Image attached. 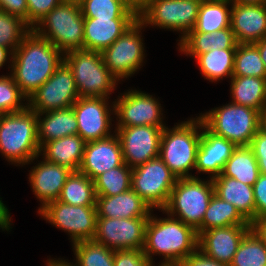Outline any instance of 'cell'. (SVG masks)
Listing matches in <instances>:
<instances>
[{
	"instance_id": "74e56055",
	"label": "cell",
	"mask_w": 266,
	"mask_h": 266,
	"mask_svg": "<svg viewBox=\"0 0 266 266\" xmlns=\"http://www.w3.org/2000/svg\"><path fill=\"white\" fill-rule=\"evenodd\" d=\"M229 266H266V245L253 230L245 234Z\"/></svg>"
},
{
	"instance_id": "e575fe53",
	"label": "cell",
	"mask_w": 266,
	"mask_h": 266,
	"mask_svg": "<svg viewBox=\"0 0 266 266\" xmlns=\"http://www.w3.org/2000/svg\"><path fill=\"white\" fill-rule=\"evenodd\" d=\"M80 7L84 18L138 19V12L125 0H83Z\"/></svg>"
},
{
	"instance_id": "bcb514c9",
	"label": "cell",
	"mask_w": 266,
	"mask_h": 266,
	"mask_svg": "<svg viewBox=\"0 0 266 266\" xmlns=\"http://www.w3.org/2000/svg\"><path fill=\"white\" fill-rule=\"evenodd\" d=\"M0 10L21 17L28 24L27 0H0Z\"/></svg>"
},
{
	"instance_id": "8992f818",
	"label": "cell",
	"mask_w": 266,
	"mask_h": 266,
	"mask_svg": "<svg viewBox=\"0 0 266 266\" xmlns=\"http://www.w3.org/2000/svg\"><path fill=\"white\" fill-rule=\"evenodd\" d=\"M203 125L236 146H250L259 130L260 112L232 102L199 115Z\"/></svg>"
},
{
	"instance_id": "836d02e7",
	"label": "cell",
	"mask_w": 266,
	"mask_h": 266,
	"mask_svg": "<svg viewBox=\"0 0 266 266\" xmlns=\"http://www.w3.org/2000/svg\"><path fill=\"white\" fill-rule=\"evenodd\" d=\"M58 201L74 206H96L94 181L80 171H73L67 178Z\"/></svg>"
},
{
	"instance_id": "d590c367",
	"label": "cell",
	"mask_w": 266,
	"mask_h": 266,
	"mask_svg": "<svg viewBox=\"0 0 266 266\" xmlns=\"http://www.w3.org/2000/svg\"><path fill=\"white\" fill-rule=\"evenodd\" d=\"M132 168L121 166L100 174L94 180L96 196H114L131 189Z\"/></svg>"
},
{
	"instance_id": "8fae6325",
	"label": "cell",
	"mask_w": 266,
	"mask_h": 266,
	"mask_svg": "<svg viewBox=\"0 0 266 266\" xmlns=\"http://www.w3.org/2000/svg\"><path fill=\"white\" fill-rule=\"evenodd\" d=\"M144 25L137 20L108 48L101 52L105 66L120 81L134 75L143 66L145 49L141 30Z\"/></svg>"
},
{
	"instance_id": "44dd1931",
	"label": "cell",
	"mask_w": 266,
	"mask_h": 266,
	"mask_svg": "<svg viewBox=\"0 0 266 266\" xmlns=\"http://www.w3.org/2000/svg\"><path fill=\"white\" fill-rule=\"evenodd\" d=\"M236 147L233 142L210 132L202 122V134L195 164L197 173H208L210 179L219 176Z\"/></svg>"
},
{
	"instance_id": "603a6c76",
	"label": "cell",
	"mask_w": 266,
	"mask_h": 266,
	"mask_svg": "<svg viewBox=\"0 0 266 266\" xmlns=\"http://www.w3.org/2000/svg\"><path fill=\"white\" fill-rule=\"evenodd\" d=\"M98 217L107 218H135L150 217L153 210L131 188L114 196H96Z\"/></svg>"
},
{
	"instance_id": "f5cc1de1",
	"label": "cell",
	"mask_w": 266,
	"mask_h": 266,
	"mask_svg": "<svg viewBox=\"0 0 266 266\" xmlns=\"http://www.w3.org/2000/svg\"><path fill=\"white\" fill-rule=\"evenodd\" d=\"M46 266H74V265H73V262L69 263L65 259L63 260L61 258H58V259L54 260L52 258L51 259L49 258L47 260Z\"/></svg>"
},
{
	"instance_id": "7c38bea8",
	"label": "cell",
	"mask_w": 266,
	"mask_h": 266,
	"mask_svg": "<svg viewBox=\"0 0 266 266\" xmlns=\"http://www.w3.org/2000/svg\"><path fill=\"white\" fill-rule=\"evenodd\" d=\"M48 223L67 232L72 243L93 240L97 226L96 206H74L58 200L38 211Z\"/></svg>"
},
{
	"instance_id": "d6a6232c",
	"label": "cell",
	"mask_w": 266,
	"mask_h": 266,
	"mask_svg": "<svg viewBox=\"0 0 266 266\" xmlns=\"http://www.w3.org/2000/svg\"><path fill=\"white\" fill-rule=\"evenodd\" d=\"M236 49H215L200 54L196 60L202 76L217 82L223 78H232L234 70V55Z\"/></svg>"
},
{
	"instance_id": "1f68e13d",
	"label": "cell",
	"mask_w": 266,
	"mask_h": 266,
	"mask_svg": "<svg viewBox=\"0 0 266 266\" xmlns=\"http://www.w3.org/2000/svg\"><path fill=\"white\" fill-rule=\"evenodd\" d=\"M231 2L211 0L200 3L198 18L190 32L212 33L230 27Z\"/></svg>"
},
{
	"instance_id": "680465c9",
	"label": "cell",
	"mask_w": 266,
	"mask_h": 266,
	"mask_svg": "<svg viewBox=\"0 0 266 266\" xmlns=\"http://www.w3.org/2000/svg\"><path fill=\"white\" fill-rule=\"evenodd\" d=\"M158 264H159L158 266H183L182 264H160V263ZM153 266L155 265L153 264Z\"/></svg>"
},
{
	"instance_id": "91938a15",
	"label": "cell",
	"mask_w": 266,
	"mask_h": 266,
	"mask_svg": "<svg viewBox=\"0 0 266 266\" xmlns=\"http://www.w3.org/2000/svg\"><path fill=\"white\" fill-rule=\"evenodd\" d=\"M194 1H197V2H199V3H203V2H205V1H211V0H194Z\"/></svg>"
},
{
	"instance_id": "cb8c5ba5",
	"label": "cell",
	"mask_w": 266,
	"mask_h": 266,
	"mask_svg": "<svg viewBox=\"0 0 266 266\" xmlns=\"http://www.w3.org/2000/svg\"><path fill=\"white\" fill-rule=\"evenodd\" d=\"M137 20L84 18V50L102 52Z\"/></svg>"
},
{
	"instance_id": "5b68a950",
	"label": "cell",
	"mask_w": 266,
	"mask_h": 266,
	"mask_svg": "<svg viewBox=\"0 0 266 266\" xmlns=\"http://www.w3.org/2000/svg\"><path fill=\"white\" fill-rule=\"evenodd\" d=\"M32 29L63 55L73 50H84V17L78 4L61 2Z\"/></svg>"
},
{
	"instance_id": "7dc6e473",
	"label": "cell",
	"mask_w": 266,
	"mask_h": 266,
	"mask_svg": "<svg viewBox=\"0 0 266 266\" xmlns=\"http://www.w3.org/2000/svg\"><path fill=\"white\" fill-rule=\"evenodd\" d=\"M183 266H229L219 263L207 256H205L199 249L190 254L183 262Z\"/></svg>"
},
{
	"instance_id": "c3c4849f",
	"label": "cell",
	"mask_w": 266,
	"mask_h": 266,
	"mask_svg": "<svg viewBox=\"0 0 266 266\" xmlns=\"http://www.w3.org/2000/svg\"><path fill=\"white\" fill-rule=\"evenodd\" d=\"M251 230H253L266 245V215L255 218L251 223Z\"/></svg>"
},
{
	"instance_id": "8d00e7d4",
	"label": "cell",
	"mask_w": 266,
	"mask_h": 266,
	"mask_svg": "<svg viewBox=\"0 0 266 266\" xmlns=\"http://www.w3.org/2000/svg\"><path fill=\"white\" fill-rule=\"evenodd\" d=\"M76 258L74 266H113L114 250L94 240H82L72 244Z\"/></svg>"
},
{
	"instance_id": "30bf717a",
	"label": "cell",
	"mask_w": 266,
	"mask_h": 266,
	"mask_svg": "<svg viewBox=\"0 0 266 266\" xmlns=\"http://www.w3.org/2000/svg\"><path fill=\"white\" fill-rule=\"evenodd\" d=\"M177 177L158 156L132 168L131 188L153 210H163Z\"/></svg>"
},
{
	"instance_id": "2e32d148",
	"label": "cell",
	"mask_w": 266,
	"mask_h": 266,
	"mask_svg": "<svg viewBox=\"0 0 266 266\" xmlns=\"http://www.w3.org/2000/svg\"><path fill=\"white\" fill-rule=\"evenodd\" d=\"M108 99L103 97H80L72 105L78 125L77 134L85 142L101 140L113 135L111 134V114L115 115V107L114 101L109 106Z\"/></svg>"
},
{
	"instance_id": "5bb4252c",
	"label": "cell",
	"mask_w": 266,
	"mask_h": 266,
	"mask_svg": "<svg viewBox=\"0 0 266 266\" xmlns=\"http://www.w3.org/2000/svg\"><path fill=\"white\" fill-rule=\"evenodd\" d=\"M148 220L149 217H97L93 240L114 251L143 250Z\"/></svg>"
},
{
	"instance_id": "ffe728a7",
	"label": "cell",
	"mask_w": 266,
	"mask_h": 266,
	"mask_svg": "<svg viewBox=\"0 0 266 266\" xmlns=\"http://www.w3.org/2000/svg\"><path fill=\"white\" fill-rule=\"evenodd\" d=\"M43 160L31 168L28 178L34 195L42 204L38 211L49 202L58 200L67 178L73 172L65 166Z\"/></svg>"
},
{
	"instance_id": "3957f363",
	"label": "cell",
	"mask_w": 266,
	"mask_h": 266,
	"mask_svg": "<svg viewBox=\"0 0 266 266\" xmlns=\"http://www.w3.org/2000/svg\"><path fill=\"white\" fill-rule=\"evenodd\" d=\"M201 131L202 120L199 116L182 121L172 129L168 126L163 129L159 157L177 179L195 177L189 171L195 169Z\"/></svg>"
},
{
	"instance_id": "60d3db41",
	"label": "cell",
	"mask_w": 266,
	"mask_h": 266,
	"mask_svg": "<svg viewBox=\"0 0 266 266\" xmlns=\"http://www.w3.org/2000/svg\"><path fill=\"white\" fill-rule=\"evenodd\" d=\"M27 99L21 92L11 73L8 76H0V112L3 114L21 112L28 107Z\"/></svg>"
},
{
	"instance_id": "277c9868",
	"label": "cell",
	"mask_w": 266,
	"mask_h": 266,
	"mask_svg": "<svg viewBox=\"0 0 266 266\" xmlns=\"http://www.w3.org/2000/svg\"><path fill=\"white\" fill-rule=\"evenodd\" d=\"M0 152L7 162L16 166L31 164L40 156L36 112L27 107L21 112L3 115Z\"/></svg>"
},
{
	"instance_id": "816d5d0a",
	"label": "cell",
	"mask_w": 266,
	"mask_h": 266,
	"mask_svg": "<svg viewBox=\"0 0 266 266\" xmlns=\"http://www.w3.org/2000/svg\"><path fill=\"white\" fill-rule=\"evenodd\" d=\"M260 52L261 59L264 62L265 68H266V37L260 41H257L253 43Z\"/></svg>"
},
{
	"instance_id": "6f0895ef",
	"label": "cell",
	"mask_w": 266,
	"mask_h": 266,
	"mask_svg": "<svg viewBox=\"0 0 266 266\" xmlns=\"http://www.w3.org/2000/svg\"><path fill=\"white\" fill-rule=\"evenodd\" d=\"M82 1L83 0H61V2H64V3H73V4H78V5H80Z\"/></svg>"
},
{
	"instance_id": "4316f807",
	"label": "cell",
	"mask_w": 266,
	"mask_h": 266,
	"mask_svg": "<svg viewBox=\"0 0 266 266\" xmlns=\"http://www.w3.org/2000/svg\"><path fill=\"white\" fill-rule=\"evenodd\" d=\"M237 41L231 27L212 33L189 32L179 40V51L197 58L200 54L215 49H236Z\"/></svg>"
},
{
	"instance_id": "f35d334b",
	"label": "cell",
	"mask_w": 266,
	"mask_h": 266,
	"mask_svg": "<svg viewBox=\"0 0 266 266\" xmlns=\"http://www.w3.org/2000/svg\"><path fill=\"white\" fill-rule=\"evenodd\" d=\"M233 76L266 78V68L253 43L238 44L234 55Z\"/></svg>"
},
{
	"instance_id": "7a4b0ae2",
	"label": "cell",
	"mask_w": 266,
	"mask_h": 266,
	"mask_svg": "<svg viewBox=\"0 0 266 266\" xmlns=\"http://www.w3.org/2000/svg\"><path fill=\"white\" fill-rule=\"evenodd\" d=\"M158 218L150 215L145 235L143 253L153 262V256L162 255L161 264H182L198 250L197 231L180 219L167 214Z\"/></svg>"
},
{
	"instance_id": "11a10c76",
	"label": "cell",
	"mask_w": 266,
	"mask_h": 266,
	"mask_svg": "<svg viewBox=\"0 0 266 266\" xmlns=\"http://www.w3.org/2000/svg\"><path fill=\"white\" fill-rule=\"evenodd\" d=\"M131 5L137 12L144 6L146 0H125Z\"/></svg>"
},
{
	"instance_id": "4dcf8cb0",
	"label": "cell",
	"mask_w": 266,
	"mask_h": 266,
	"mask_svg": "<svg viewBox=\"0 0 266 266\" xmlns=\"http://www.w3.org/2000/svg\"><path fill=\"white\" fill-rule=\"evenodd\" d=\"M235 225H250L231 203L213 195L208 204L201 226L196 230L198 236L211 228L228 227Z\"/></svg>"
},
{
	"instance_id": "d4e9b609",
	"label": "cell",
	"mask_w": 266,
	"mask_h": 266,
	"mask_svg": "<svg viewBox=\"0 0 266 266\" xmlns=\"http://www.w3.org/2000/svg\"><path fill=\"white\" fill-rule=\"evenodd\" d=\"M86 142L78 135H69L44 143L39 155L43 159L65 166L72 171H79L83 161Z\"/></svg>"
},
{
	"instance_id": "6125c7cd",
	"label": "cell",
	"mask_w": 266,
	"mask_h": 266,
	"mask_svg": "<svg viewBox=\"0 0 266 266\" xmlns=\"http://www.w3.org/2000/svg\"><path fill=\"white\" fill-rule=\"evenodd\" d=\"M264 6H266V0H263V3H262Z\"/></svg>"
},
{
	"instance_id": "681fc988",
	"label": "cell",
	"mask_w": 266,
	"mask_h": 266,
	"mask_svg": "<svg viewBox=\"0 0 266 266\" xmlns=\"http://www.w3.org/2000/svg\"><path fill=\"white\" fill-rule=\"evenodd\" d=\"M0 198V229L9 231L11 227V217L8 208Z\"/></svg>"
},
{
	"instance_id": "f6af8a7d",
	"label": "cell",
	"mask_w": 266,
	"mask_h": 266,
	"mask_svg": "<svg viewBox=\"0 0 266 266\" xmlns=\"http://www.w3.org/2000/svg\"><path fill=\"white\" fill-rule=\"evenodd\" d=\"M253 194L255 200V218L266 215V175L260 173L253 185Z\"/></svg>"
},
{
	"instance_id": "ba28073f",
	"label": "cell",
	"mask_w": 266,
	"mask_h": 266,
	"mask_svg": "<svg viewBox=\"0 0 266 266\" xmlns=\"http://www.w3.org/2000/svg\"><path fill=\"white\" fill-rule=\"evenodd\" d=\"M214 195L212 179L196 177L177 179L163 211L197 230Z\"/></svg>"
},
{
	"instance_id": "6da1fadb",
	"label": "cell",
	"mask_w": 266,
	"mask_h": 266,
	"mask_svg": "<svg viewBox=\"0 0 266 266\" xmlns=\"http://www.w3.org/2000/svg\"><path fill=\"white\" fill-rule=\"evenodd\" d=\"M63 57L51 42L32 29L13 52L8 68L21 92L29 98L53 75Z\"/></svg>"
},
{
	"instance_id": "7bdbcfd3",
	"label": "cell",
	"mask_w": 266,
	"mask_h": 266,
	"mask_svg": "<svg viewBox=\"0 0 266 266\" xmlns=\"http://www.w3.org/2000/svg\"><path fill=\"white\" fill-rule=\"evenodd\" d=\"M61 3V0H27L28 25L33 28L45 15Z\"/></svg>"
},
{
	"instance_id": "ab89813d",
	"label": "cell",
	"mask_w": 266,
	"mask_h": 266,
	"mask_svg": "<svg viewBox=\"0 0 266 266\" xmlns=\"http://www.w3.org/2000/svg\"><path fill=\"white\" fill-rule=\"evenodd\" d=\"M32 28L21 18L0 10V45L12 52Z\"/></svg>"
},
{
	"instance_id": "f1b7e54d",
	"label": "cell",
	"mask_w": 266,
	"mask_h": 266,
	"mask_svg": "<svg viewBox=\"0 0 266 266\" xmlns=\"http://www.w3.org/2000/svg\"><path fill=\"white\" fill-rule=\"evenodd\" d=\"M230 82L232 103L247 106L259 112L266 106V78L232 76Z\"/></svg>"
},
{
	"instance_id": "7402d4cb",
	"label": "cell",
	"mask_w": 266,
	"mask_h": 266,
	"mask_svg": "<svg viewBox=\"0 0 266 266\" xmlns=\"http://www.w3.org/2000/svg\"><path fill=\"white\" fill-rule=\"evenodd\" d=\"M230 27L238 44L255 43L266 37V6L231 3Z\"/></svg>"
},
{
	"instance_id": "4fadbf2b",
	"label": "cell",
	"mask_w": 266,
	"mask_h": 266,
	"mask_svg": "<svg viewBox=\"0 0 266 266\" xmlns=\"http://www.w3.org/2000/svg\"><path fill=\"white\" fill-rule=\"evenodd\" d=\"M79 98L71 68L63 60L53 75L31 94L27 104L38 114L71 107Z\"/></svg>"
},
{
	"instance_id": "94428289",
	"label": "cell",
	"mask_w": 266,
	"mask_h": 266,
	"mask_svg": "<svg viewBox=\"0 0 266 266\" xmlns=\"http://www.w3.org/2000/svg\"><path fill=\"white\" fill-rule=\"evenodd\" d=\"M3 115L4 114L2 112H0V122H1V119H2Z\"/></svg>"
},
{
	"instance_id": "f546056e",
	"label": "cell",
	"mask_w": 266,
	"mask_h": 266,
	"mask_svg": "<svg viewBox=\"0 0 266 266\" xmlns=\"http://www.w3.org/2000/svg\"><path fill=\"white\" fill-rule=\"evenodd\" d=\"M260 175L257 160L250 146H237L219 176H228L253 186Z\"/></svg>"
},
{
	"instance_id": "db71d44e",
	"label": "cell",
	"mask_w": 266,
	"mask_h": 266,
	"mask_svg": "<svg viewBox=\"0 0 266 266\" xmlns=\"http://www.w3.org/2000/svg\"><path fill=\"white\" fill-rule=\"evenodd\" d=\"M259 129L266 133V106L260 111Z\"/></svg>"
},
{
	"instance_id": "484cf974",
	"label": "cell",
	"mask_w": 266,
	"mask_h": 266,
	"mask_svg": "<svg viewBox=\"0 0 266 266\" xmlns=\"http://www.w3.org/2000/svg\"><path fill=\"white\" fill-rule=\"evenodd\" d=\"M212 182L215 195L234 205L249 223L255 219L253 186L228 176L214 177Z\"/></svg>"
},
{
	"instance_id": "9c48e42d",
	"label": "cell",
	"mask_w": 266,
	"mask_h": 266,
	"mask_svg": "<svg viewBox=\"0 0 266 266\" xmlns=\"http://www.w3.org/2000/svg\"><path fill=\"white\" fill-rule=\"evenodd\" d=\"M200 3L194 0H146L138 20L148 25L181 32L182 40L195 26Z\"/></svg>"
},
{
	"instance_id": "ac0fdd59",
	"label": "cell",
	"mask_w": 266,
	"mask_h": 266,
	"mask_svg": "<svg viewBox=\"0 0 266 266\" xmlns=\"http://www.w3.org/2000/svg\"><path fill=\"white\" fill-rule=\"evenodd\" d=\"M251 225L211 228L199 235L198 249L207 257L230 265L238 246Z\"/></svg>"
},
{
	"instance_id": "9f6ffc18",
	"label": "cell",
	"mask_w": 266,
	"mask_h": 266,
	"mask_svg": "<svg viewBox=\"0 0 266 266\" xmlns=\"http://www.w3.org/2000/svg\"><path fill=\"white\" fill-rule=\"evenodd\" d=\"M231 3L244 4V5H257L262 4L263 0H229Z\"/></svg>"
},
{
	"instance_id": "52a82bcc",
	"label": "cell",
	"mask_w": 266,
	"mask_h": 266,
	"mask_svg": "<svg viewBox=\"0 0 266 266\" xmlns=\"http://www.w3.org/2000/svg\"><path fill=\"white\" fill-rule=\"evenodd\" d=\"M63 60L71 68L79 97L110 98L119 82L105 66L101 52L73 50Z\"/></svg>"
},
{
	"instance_id": "f907efd6",
	"label": "cell",
	"mask_w": 266,
	"mask_h": 266,
	"mask_svg": "<svg viewBox=\"0 0 266 266\" xmlns=\"http://www.w3.org/2000/svg\"><path fill=\"white\" fill-rule=\"evenodd\" d=\"M12 59L13 52L9 48L0 45V68H2L8 60H10L8 63L12 62Z\"/></svg>"
},
{
	"instance_id": "d6986e66",
	"label": "cell",
	"mask_w": 266,
	"mask_h": 266,
	"mask_svg": "<svg viewBox=\"0 0 266 266\" xmlns=\"http://www.w3.org/2000/svg\"><path fill=\"white\" fill-rule=\"evenodd\" d=\"M123 163L121 144L113 133L105 139L86 142L79 171L94 181L100 174Z\"/></svg>"
},
{
	"instance_id": "ee69618b",
	"label": "cell",
	"mask_w": 266,
	"mask_h": 266,
	"mask_svg": "<svg viewBox=\"0 0 266 266\" xmlns=\"http://www.w3.org/2000/svg\"><path fill=\"white\" fill-rule=\"evenodd\" d=\"M250 147L257 160L259 172L266 175V133L259 129L252 138Z\"/></svg>"
},
{
	"instance_id": "b9f144b4",
	"label": "cell",
	"mask_w": 266,
	"mask_h": 266,
	"mask_svg": "<svg viewBox=\"0 0 266 266\" xmlns=\"http://www.w3.org/2000/svg\"><path fill=\"white\" fill-rule=\"evenodd\" d=\"M113 266H153L143 250H120L114 252Z\"/></svg>"
},
{
	"instance_id": "9a60e30c",
	"label": "cell",
	"mask_w": 266,
	"mask_h": 266,
	"mask_svg": "<svg viewBox=\"0 0 266 266\" xmlns=\"http://www.w3.org/2000/svg\"><path fill=\"white\" fill-rule=\"evenodd\" d=\"M115 128L151 125L165 128L162 106L156 97L139 90H128L114 101ZM119 119V120H118Z\"/></svg>"
},
{
	"instance_id": "83f0119b",
	"label": "cell",
	"mask_w": 266,
	"mask_h": 266,
	"mask_svg": "<svg viewBox=\"0 0 266 266\" xmlns=\"http://www.w3.org/2000/svg\"><path fill=\"white\" fill-rule=\"evenodd\" d=\"M37 131L40 147L46 142L77 134L78 125L72 106L38 113Z\"/></svg>"
},
{
	"instance_id": "e0dca14e",
	"label": "cell",
	"mask_w": 266,
	"mask_h": 266,
	"mask_svg": "<svg viewBox=\"0 0 266 266\" xmlns=\"http://www.w3.org/2000/svg\"><path fill=\"white\" fill-rule=\"evenodd\" d=\"M163 129L151 125L115 128L124 163L134 168L158 157Z\"/></svg>"
}]
</instances>
